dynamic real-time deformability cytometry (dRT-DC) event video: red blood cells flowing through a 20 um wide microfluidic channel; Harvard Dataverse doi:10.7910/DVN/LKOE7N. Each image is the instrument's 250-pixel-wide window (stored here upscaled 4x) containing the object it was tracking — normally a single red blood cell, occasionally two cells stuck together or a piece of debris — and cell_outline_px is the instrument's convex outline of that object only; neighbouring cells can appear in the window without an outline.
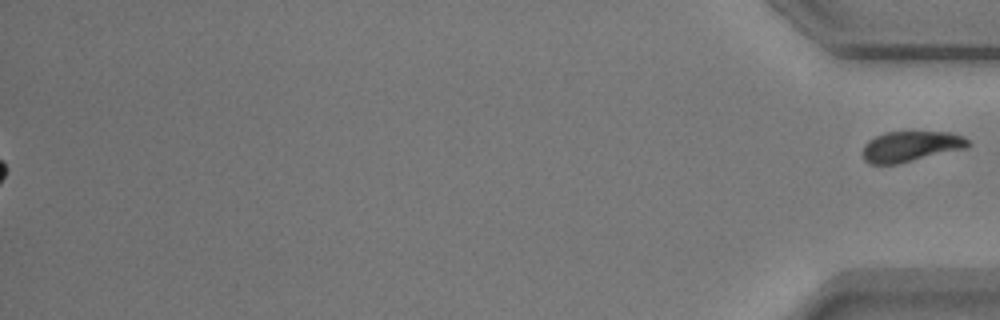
{"species": "common noctule bat (a hibernating species)", "species_latin": "Nyctalus noctula", "temperature_condition": "warm", "stored_images_in_passage": 38, "segment_of_instrument_passage": [2, 2], "camera_frame_rate_fps": 3000, "um_per_image_px": 0.085, "animal": {"sex": "male", "body_mass_g": 17.9}, "frame": {"image": 1, "passage_image": 38, "time_ms": 12.333, "image_size_px": [1000, 320], "cell_outline_px": [[972, 144], [968, 148], [896, 164], [868, 164], [864, 160], [860, 152], [864, 144], [868, 140], [876, 136], [888, 132], [952, 132], [964, 136]], "centroid_in_image_um": [77.41, 12.45], "position_along_channel_um": 357.8, "area_um2": 19.02}}